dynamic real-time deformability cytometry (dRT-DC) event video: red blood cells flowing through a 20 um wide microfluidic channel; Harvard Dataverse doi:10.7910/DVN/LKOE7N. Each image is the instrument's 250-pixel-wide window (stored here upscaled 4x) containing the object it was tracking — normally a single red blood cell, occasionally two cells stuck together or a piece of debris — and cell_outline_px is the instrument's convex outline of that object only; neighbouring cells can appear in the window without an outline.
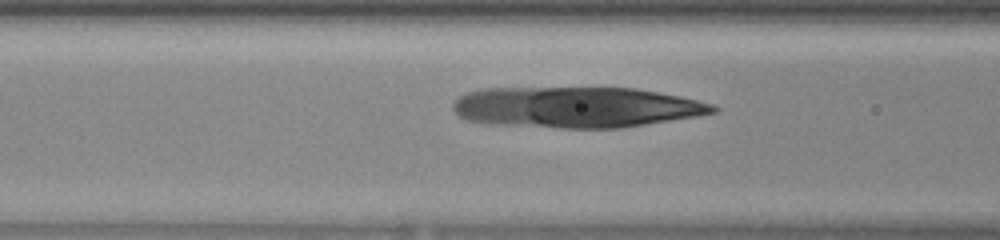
{"species": "human", "species_latin": "Homo sapiens", "temperature_condition": "warm", "stored_images_in_passage": 24, "camera_frame_rate_fps": 3000, "um_per_image_px": 0.085, "donor": {"sex": "female"}, "frame": {"image": 1, "passage_image": 13, "time_ms": 4.0, "image_size_px": [1000, 240], "cell_outline_px": [[720, 108], [716, 112], [696, 116], [620, 128], [560, 128], [492, 124], [468, 120], [460, 116], [452, 108], [452, 104], [460, 96], [468, 92], [484, 88], [636, 88], [680, 96], [712, 104]], "centroid_in_image_um": [48.98, 9.11], "position_along_channel_um": 117.6, "area_um2": 61.73}}
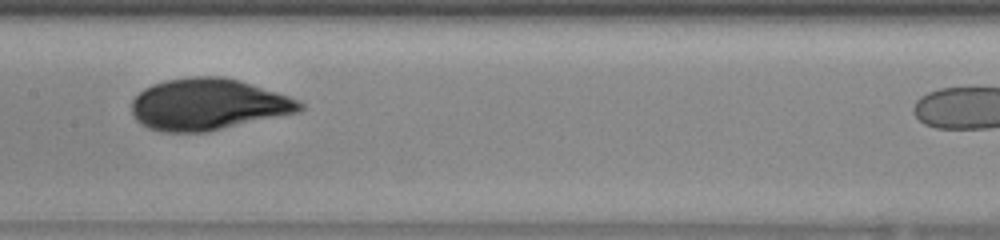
{"frame": {"image": 2, "passage_image": 18, "time_ms": 5.667, "image_size_px": [1000, 240], "cell_outline_px": [[304, 108], [296, 112], [204, 132], [160, 132], [148, 128], [136, 120], [132, 112], [132, 100], [144, 88], [152, 84], [168, 80], [192, 76], [220, 76], [240, 80], [296, 100], [304, 104]], "centroid_in_image_um": [17.6, 8.87], "position_along_channel_um": 189.8, "area_um2": 49.71}}
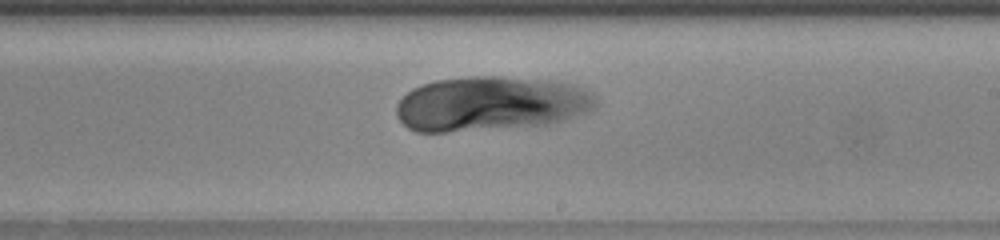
{"frame": {"image": 3, "passage_image": 22, "time_ms": 7.0, "image_size_px": [1000, 240], "cell_outline_px": [[592, 104], [568, 116], [544, 124], [444, 132], [416, 132], [408, 128], [396, 116], [396, 108], [400, 100], [412, 88], [420, 84], [436, 80], [464, 76], [504, 76], [560, 80], [592, 96]], "centroid_in_image_um": [41.48, 8.78], "position_along_channel_um": 247.5, "area_um2": 61.9}}